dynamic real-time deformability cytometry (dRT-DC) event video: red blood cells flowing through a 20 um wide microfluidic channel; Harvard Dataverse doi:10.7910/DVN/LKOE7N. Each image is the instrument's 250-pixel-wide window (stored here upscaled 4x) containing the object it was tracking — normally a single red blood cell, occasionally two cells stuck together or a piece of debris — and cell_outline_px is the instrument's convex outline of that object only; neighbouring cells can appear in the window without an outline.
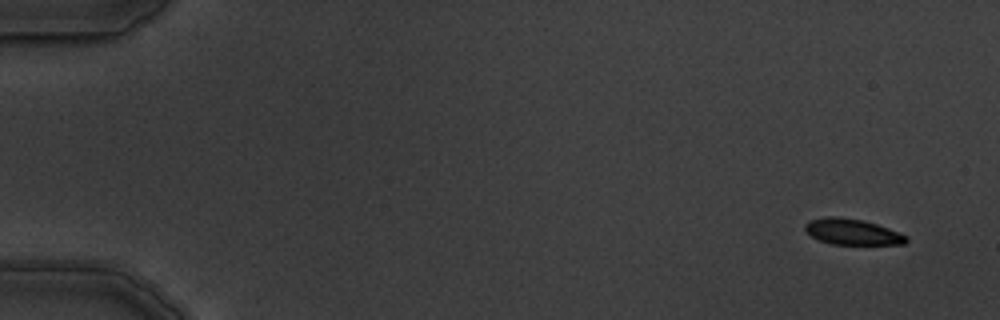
{"species": "common noctule bat (a hibernating species)", "species_latin": "Nyctalus noctula", "temperature_condition": "warm", "stored_images_in_passage": 6, "camera_frame_rate_fps": 3000, "um_per_image_px": 0.085, "animal": {"sex": "male", "body_mass_g": 19.5, "forearm_length_mm": 54.6}, "frame": {"image": 1, "passage_image": 1, "time_ms": 0.0, "image_size_px": [1000, 320], "cell_outline_px": [[908, 240], [904, 244], [832, 244], [820, 240], [812, 236], [804, 228], [804, 224], [812, 220], [828, 216], [840, 216], [860, 220], [876, 224], [888, 228], [908, 236]], "centroid_in_image_um": [72.45, 19.7], "position_along_channel_um": 12.5, "area_um2": 15.03}}
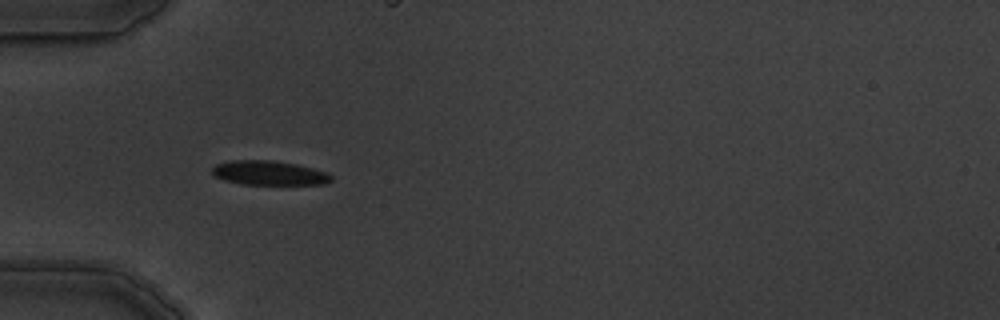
{"frame": {"image": 2, "passage_image": 5, "time_ms": 5.0, "image_size_px": [1000, 320], "cell_outline_px": [[332, 180], [324, 184], [240, 184], [224, 180], [212, 176], [212, 168], [216, 164], [228, 160], [272, 160], [296, 164], [328, 172], [332, 176]], "centroid_in_image_um": [22.83, 14.69], "position_along_channel_um": 62.2, "area_um2": 16.99}}
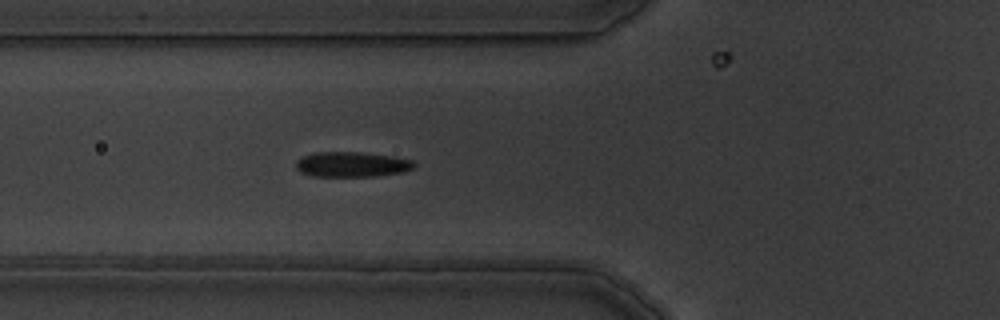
{"frame": {"image": 3, "passage_image": 6, "time_ms": 6.0, "image_size_px": [1000, 320], "cell_outline_px": [[416, 164], [412, 168], [404, 172], [372, 176], [312, 176], [300, 172], [296, 168], [296, 160], [300, 156], [316, 152], [360, 152], [392, 156], [412, 160]], "centroid_in_image_um": [29.86, 13.97], "position_along_channel_um": 95.9, "area_um2": 17.34}}